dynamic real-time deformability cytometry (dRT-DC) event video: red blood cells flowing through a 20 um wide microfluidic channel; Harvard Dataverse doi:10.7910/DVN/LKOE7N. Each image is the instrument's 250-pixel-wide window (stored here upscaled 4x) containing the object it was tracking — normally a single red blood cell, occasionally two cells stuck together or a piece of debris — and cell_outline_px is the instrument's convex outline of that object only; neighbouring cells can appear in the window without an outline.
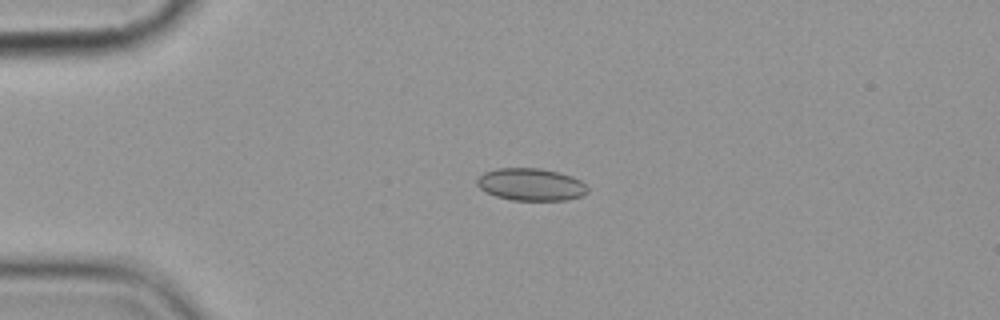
{"species": "common noctule bat (a hibernating species)", "species_latin": "Nyctalus noctula", "temperature_condition": "cold", "stored_images_in_passage": 5, "camera_frame_rate_fps": 3000, "um_per_image_px": 0.085, "animal": {"sex": "female", "body_mass_g": 19.9}, "frame": {"image": 1, "passage_image": 4, "time_ms": 3.333, "image_size_px": [1000, 320], "cell_outline_px": [[588, 192], [584, 196], [568, 200], [512, 200], [496, 196], [480, 188], [476, 184], [476, 180], [484, 172], [496, 168], [540, 168], [572, 176], [580, 180], [588, 188]], "centroid_in_image_um": [45.14, 15.68], "position_along_channel_um": 39.9, "area_um2": 20.87}}